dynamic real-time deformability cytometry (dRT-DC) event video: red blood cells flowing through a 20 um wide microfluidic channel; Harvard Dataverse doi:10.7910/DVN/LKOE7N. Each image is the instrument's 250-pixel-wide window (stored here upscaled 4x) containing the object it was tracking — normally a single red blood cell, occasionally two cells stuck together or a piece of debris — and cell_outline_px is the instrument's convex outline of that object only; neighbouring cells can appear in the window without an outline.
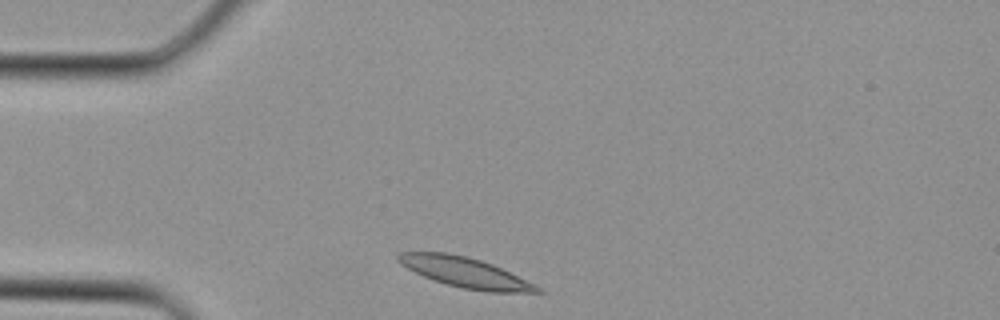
{"species": "Egyptian fruit bat (a non-hibernating species)", "species_latin": "Rousettus aegyptiacus", "temperature_condition": "cold", "stored_images_in_passage": 1, "camera_frame_rate_fps": 3000, "um_per_image_px": 0.085, "animal": {"sex": "female"}, "frame": {"image": 1, "passage_image": 1, "time_ms": 0.0, "image_size_px": [1000, 320], "cell_outline_px": [[544, 292], [488, 292], [464, 288], [448, 284], [424, 276], [400, 264], [396, 260], [396, 256], [400, 252], [448, 252], [480, 260], [492, 264], [536, 284]], "centroid_in_image_um": [39.54, 23.15], "position_along_channel_um": 45.5, "area_um2": 24.04}}